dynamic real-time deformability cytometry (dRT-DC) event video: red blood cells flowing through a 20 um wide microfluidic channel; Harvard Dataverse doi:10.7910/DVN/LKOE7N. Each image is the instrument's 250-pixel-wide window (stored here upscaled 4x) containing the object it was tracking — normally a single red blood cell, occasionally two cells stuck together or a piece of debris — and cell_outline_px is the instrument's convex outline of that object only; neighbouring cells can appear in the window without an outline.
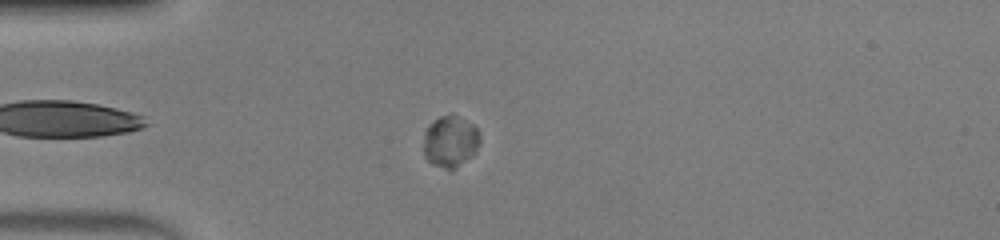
{"species": "human", "species_latin": "Homo sapiens", "temperature_condition": "warm", "stored_images_in_passage": 39, "camera_frame_rate_fps": 3000, "um_per_image_px": 0.085, "donor": {"sex": "male"}, "frame": {"image": 1, "passage_image": 3, "time_ms": 0.667, "image_size_px": [1000, 240], "cell_outline_px": [[480, 140], [476, 152], [472, 156], [456, 168], [444, 168], [432, 164], [424, 156], [424, 132], [440, 116], [448, 112], [452, 112], [472, 124], [480, 132]], "centroid_in_image_um": [38.3, 12.0], "position_along_channel_um": 46.7, "area_um2": 16.99}}
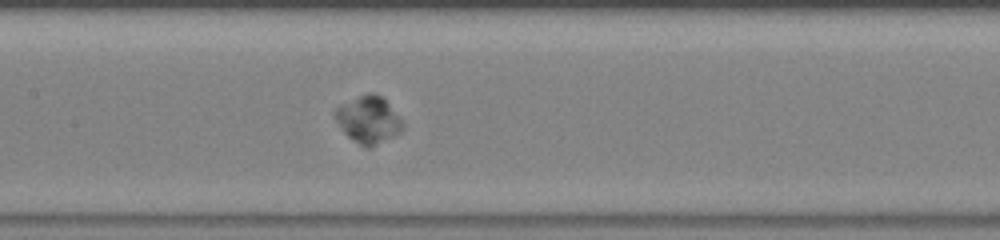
{"frame": {"image": 2, "passage_image": 14, "time_ms": 4.333, "image_size_px": [1000, 240], "cell_outline_px": [[404, 128], [396, 136], [368, 148], [364, 148], [348, 136], [340, 128], [336, 120], [336, 108], [340, 104], [368, 92], [372, 92], [380, 96], [388, 104], [404, 124]], "centroid_in_image_um": [31.32, 10.2], "position_along_channel_um": 176.1, "area_um2": 18.32}}
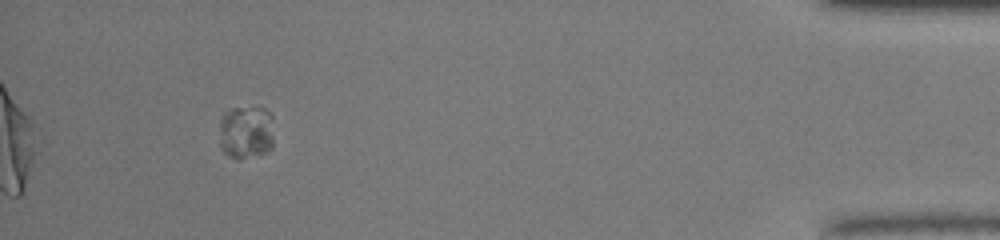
{"frame": {"image": 3, "passage_image": 36, "time_ms": 11.667, "image_size_px": [1000, 240], "cell_outline_px": [[272, 148], [268, 152], [240, 160], [236, 160], [228, 156], [224, 152], [220, 144], [220, 116], [224, 112], [232, 108], [264, 108], [272, 116]], "centroid_in_image_um": [20.9, 11.26], "position_along_channel_um": 414.3, "area_um2": 17.28}}